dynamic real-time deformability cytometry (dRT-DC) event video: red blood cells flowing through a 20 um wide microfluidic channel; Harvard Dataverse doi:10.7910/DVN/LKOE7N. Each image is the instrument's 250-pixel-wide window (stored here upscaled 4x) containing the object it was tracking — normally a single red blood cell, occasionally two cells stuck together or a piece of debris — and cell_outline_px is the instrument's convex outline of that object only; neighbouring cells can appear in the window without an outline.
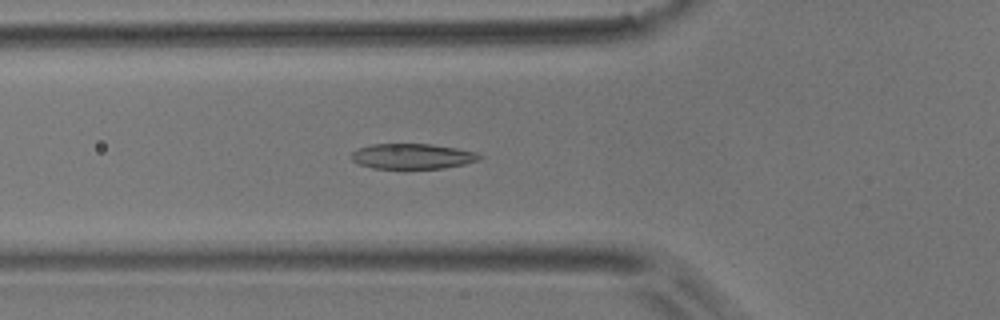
{"species": "common noctule bat (a hibernating species)", "species_latin": "Nyctalus noctula", "temperature_condition": "room temperature", "stored_images_in_passage": 51, "camera_frame_rate_fps": 3000, "um_per_image_px": 0.085, "animal": {"sex": "male", "body_mass_g": 17.9}, "frame": {"image": 1, "passage_image": 17, "time_ms": 5.333, "image_size_px": [1000, 320], "cell_outline_px": [[484, 156], [480, 160], [464, 164], [444, 168], [372, 168], [360, 164], [352, 160], [348, 156], [356, 148], [372, 144], [432, 144], [456, 148], [476, 152]], "centroid_in_image_um": [35.04, 13.27], "position_along_channel_um": 90.8, "area_um2": 19.02}}
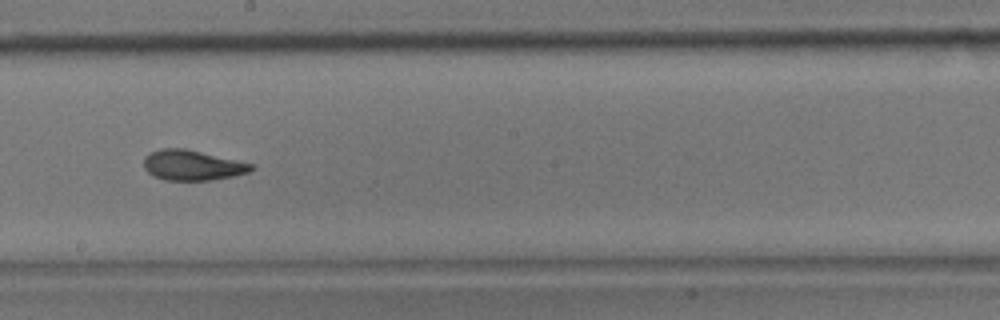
{"frame": {"image": 2, "passage_image": 28, "time_ms": 9.0, "image_size_px": [1000, 320], "cell_outline_px": [[256, 168], [248, 172], [232, 176], [212, 180], [164, 180], [148, 172], [144, 168], [144, 156], [160, 148], [184, 148], [256, 164]], "centroid_in_image_um": [16.38, 14.04], "position_along_channel_um": 231.8, "area_um2": 18.96}}
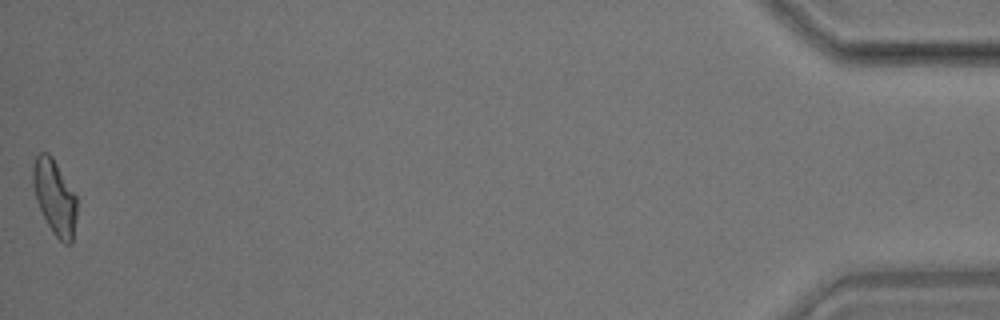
{"frame": {"image": 3, "passage_image": 51, "time_ms": 16.667, "image_size_px": [1000, 320], "cell_outline_px": [[76, 220], [72, 244], [64, 244], [52, 232], [36, 200], [32, 184], [32, 168], [36, 156], [40, 152], [48, 152], [52, 156], [76, 196]], "centroid_in_image_um": [4.64, 16.76], "position_along_channel_um": 430.6, "area_um2": 19.07}, "authors_computed_cell_mechanics": {"area_um2": 19.4208, "velocity_mm_per_s": 3.8278, "shape_relaxation_time_tau1_ms": 4.232, "shape_relaxation_time_tau2_ms": 1.5906, "deformation_change_tau1": 0.1649, "deformation_change_tau2": 0.083}}